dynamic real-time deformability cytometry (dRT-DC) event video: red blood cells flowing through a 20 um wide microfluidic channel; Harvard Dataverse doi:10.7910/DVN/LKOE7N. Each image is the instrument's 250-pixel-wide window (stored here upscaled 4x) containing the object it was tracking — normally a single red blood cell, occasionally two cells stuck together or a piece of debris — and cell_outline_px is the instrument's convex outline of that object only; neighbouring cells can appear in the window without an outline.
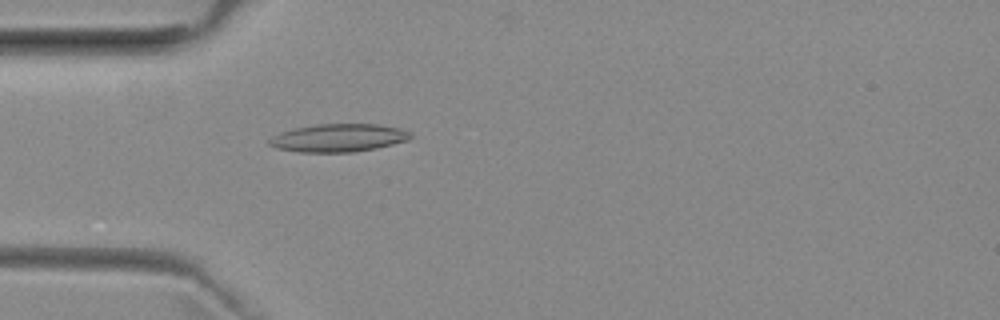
{"species": "common noctule bat (a hibernating species)", "species_latin": "Nyctalus noctula", "temperature_condition": "room temperature", "stored_images_in_passage": 35, "camera_frame_rate_fps": 3000, "um_per_image_px": 0.085, "animal": {"sex": "female", "body_mass_g": 29.2, "forearm_length_mm": 56.3}, "frame": {"image": 1, "passage_image": 1, "time_ms": 0.0, "image_size_px": [1000, 320], "cell_outline_px": [[412, 136], [408, 140], [376, 148], [352, 152], [300, 152], [276, 148], [268, 144], [268, 140], [272, 136], [280, 132], [296, 128], [316, 124], [380, 124], [412, 132]], "centroid_in_image_um": [28.75, 11.72], "position_along_channel_um": 56.2, "area_um2": 22.95}}
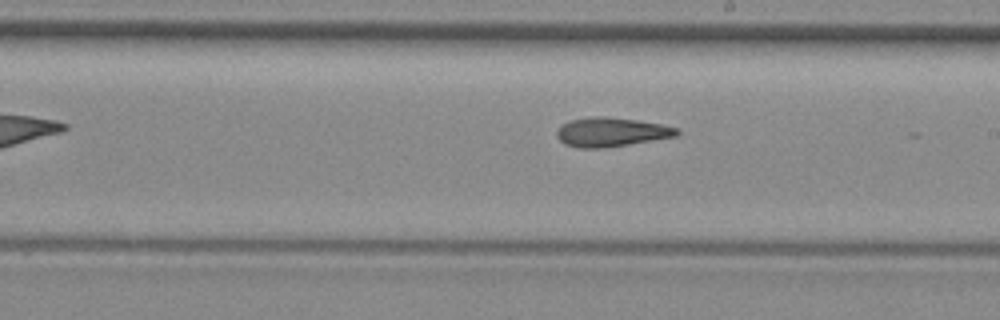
{"frame": {"image": 2, "passage_image": 15, "time_ms": 4.667, "image_size_px": [1000, 320], "cell_outline_px": [[680, 132], [676, 136], [628, 144], [600, 148], [580, 148], [564, 144], [556, 136], [556, 132], [564, 124], [572, 120], [592, 116], [604, 116], [636, 120], [660, 124], [676, 128]], "centroid_in_image_um": [51.93, 11.23], "position_along_channel_um": 237.1, "area_um2": 20.0}}
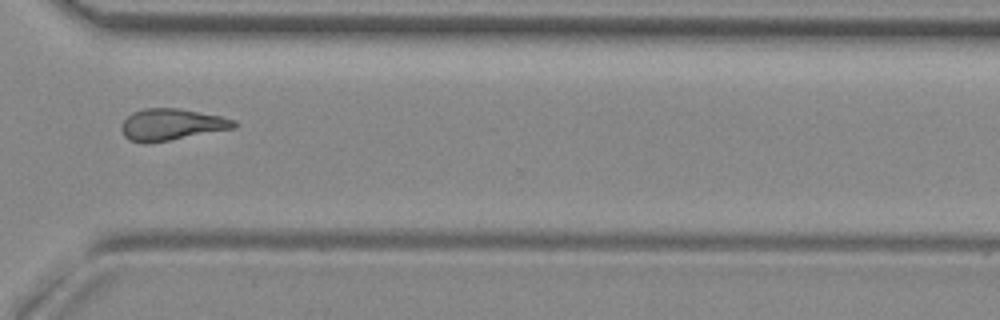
{"frame": {"image": 3, "passage_image": 24, "time_ms": 7.667, "image_size_px": [1000, 320], "cell_outline_px": [[236, 128], [168, 140], [144, 144], [128, 140], [124, 136], [120, 128], [120, 124], [132, 112], [144, 108], [180, 108], [220, 116], [236, 120]], "centroid_in_image_um": [14.54, 10.58], "position_along_channel_um": 356.1, "area_um2": 20.81}, "authors_computed_cell_mechanics": {"area_um2": 20.2878, "velocity_mm_per_s": 3.9633, "shape_relaxation_time_tau1_ms": null, "shape_relaxation_time_tau2_ms": 6.6106, "deformation_change_tau1": null, "deformation_change_tau2": 0.1877}}